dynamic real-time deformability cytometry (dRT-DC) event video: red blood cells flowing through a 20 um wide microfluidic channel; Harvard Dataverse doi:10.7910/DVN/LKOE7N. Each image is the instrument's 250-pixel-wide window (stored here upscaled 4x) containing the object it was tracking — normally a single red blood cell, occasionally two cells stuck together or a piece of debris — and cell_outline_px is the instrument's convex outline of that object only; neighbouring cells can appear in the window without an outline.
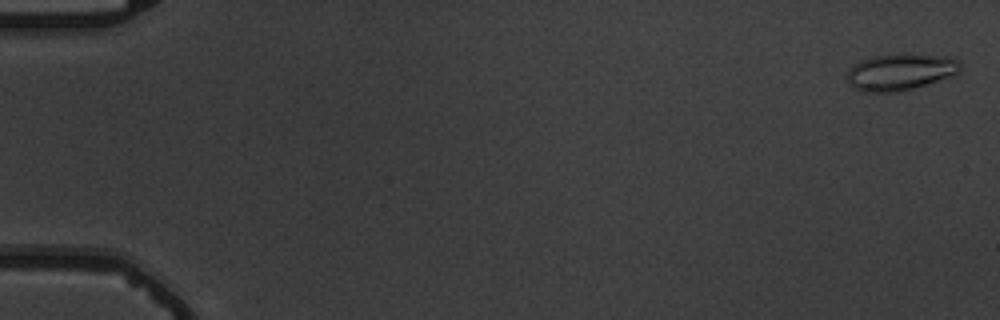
{"species": "common noctule bat (a hibernating species)", "species_latin": "Nyctalus noctula", "temperature_condition": "warm", "stored_images_in_passage": 6, "camera_frame_rate_fps": 3000, "um_per_image_px": 0.085, "animal": {"sex": "male", "body_mass_g": 19.5, "forearm_length_mm": 54.6}, "frame": {"image": 1, "passage_image": 1, "time_ms": 0.0, "image_size_px": [1000, 320], "cell_outline_px": [[960, 68], [956, 72], [948, 76], [912, 88], [896, 92], [864, 92], [852, 88], [848, 84], [848, 72], [860, 60], [872, 56], [900, 52], [944, 56], [956, 60], [960, 64]], "centroid_in_image_um": [76.45, 6.09], "position_along_channel_um": 8.5, "area_um2": 23.93}}
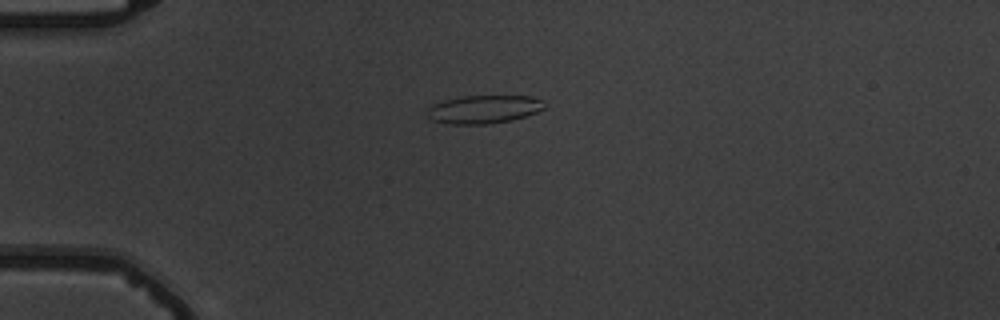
{"frame": {"image": 2, "passage_image": 5, "time_ms": 4.667, "image_size_px": [1000, 320], "cell_outline_px": [[544, 108], [536, 112], [512, 120], [488, 124], [448, 124], [432, 120], [424, 112], [432, 104], [444, 100], [460, 96], [532, 96], [544, 100]], "centroid_in_image_um": [41.09, 9.29], "position_along_channel_um": 43.9, "area_um2": 19.42}}